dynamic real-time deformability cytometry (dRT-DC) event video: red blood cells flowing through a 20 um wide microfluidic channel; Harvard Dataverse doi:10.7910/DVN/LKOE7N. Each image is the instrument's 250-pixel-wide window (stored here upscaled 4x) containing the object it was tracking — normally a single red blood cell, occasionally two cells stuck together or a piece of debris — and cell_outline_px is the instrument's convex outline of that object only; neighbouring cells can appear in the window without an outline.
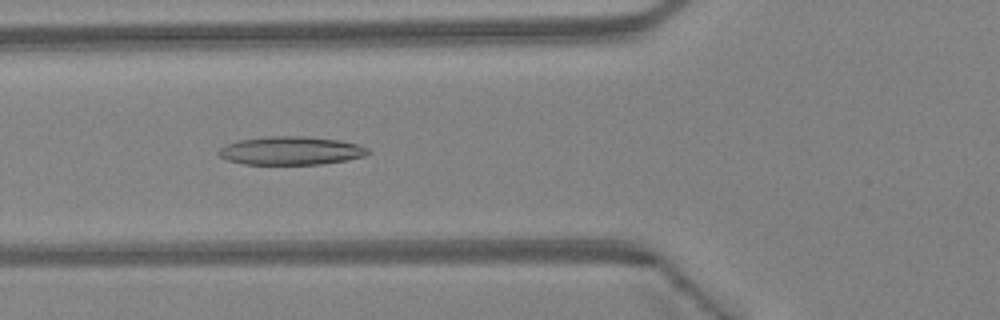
{"species": "Egyptian fruit bat (a non-hibernating species)", "species_latin": "Rousettus aegyptiacus", "temperature_condition": "warm", "stored_images_in_passage": 45, "camera_frame_rate_fps": 3000, "um_per_image_px": 0.085, "animal": {"sex": "female"}, "frame": {"image": 1, "passage_image": 17, "time_ms": 5.333, "image_size_px": [1000, 320], "cell_outline_px": [[372, 152], [364, 156], [348, 160], [320, 164], [244, 164], [228, 160], [220, 156], [216, 152], [220, 148], [236, 140], [268, 136], [304, 136], [340, 140], [356, 144], [368, 148]], "centroid_in_image_um": [24.73, 12.8], "position_along_channel_um": 101.1, "area_um2": 24.74}}
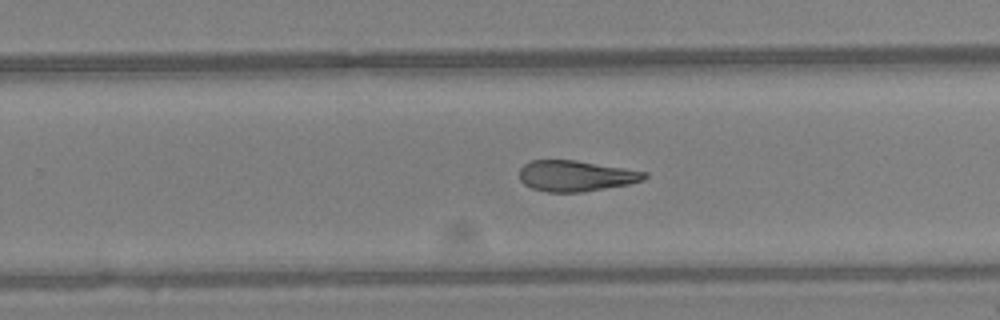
{"frame": {"image": 2, "passage_image": 29, "time_ms": 9.333, "image_size_px": [1000, 320], "cell_outline_px": [[648, 176], [644, 180], [628, 184], [584, 192], [548, 192], [532, 188], [524, 184], [520, 180], [520, 168], [524, 164], [532, 160], [576, 160], [648, 172]], "centroid_in_image_um": [48.95, 14.95], "position_along_channel_um": 280.8, "area_um2": 22.48}}
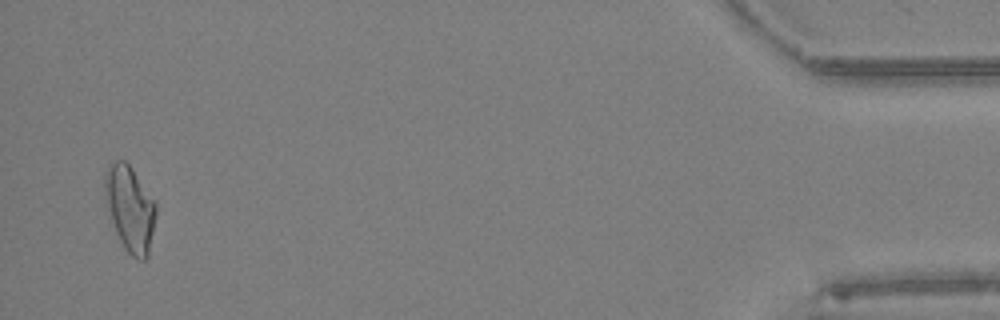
{"frame": {"image": 3, "passage_image": 44, "time_ms": 14.333, "image_size_px": [1000, 320], "cell_outline_px": [[156, 216], [148, 256], [144, 260], [140, 260], [132, 256], [124, 248], [116, 232], [112, 220], [104, 188], [104, 176], [108, 164], [116, 160], [124, 160], [132, 168], [156, 204]], "centroid_in_image_um": [11.06, 17.72], "position_along_channel_um": 424.1, "area_um2": 25.03}, "authors_computed_cell_mechanics": {"area_um2": 23.5246, "velocity_mm_per_s": 4.5271, "shape_relaxation_time_tau1_ms": null, "shape_relaxation_time_tau2_ms": 5.2089, "deformation_change_tau1": null, "deformation_change_tau2": 0.1618}}